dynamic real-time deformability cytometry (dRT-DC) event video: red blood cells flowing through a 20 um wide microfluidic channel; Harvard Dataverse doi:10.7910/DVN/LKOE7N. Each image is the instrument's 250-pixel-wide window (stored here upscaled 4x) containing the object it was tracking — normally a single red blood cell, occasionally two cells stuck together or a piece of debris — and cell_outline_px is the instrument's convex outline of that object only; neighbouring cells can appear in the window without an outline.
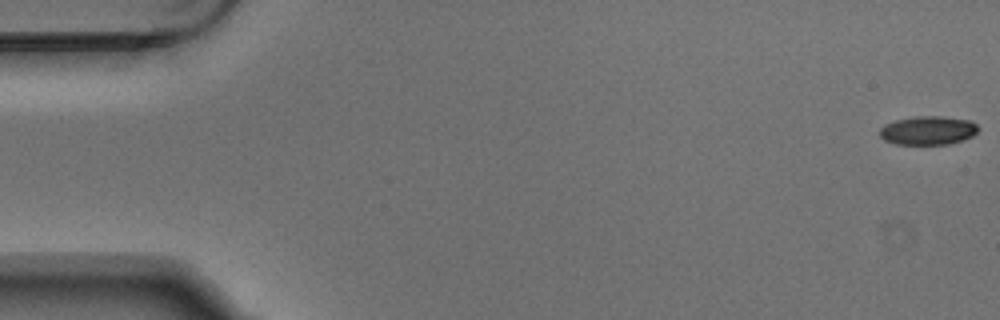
{"species": "Egyptian fruit bat (a non-hibernating species)", "species_latin": "Rousettus aegyptiacus", "temperature_condition": "warm", "stored_images_in_passage": 5, "camera_frame_rate_fps": 3000, "um_per_image_px": 0.085, "animal": {"sex": "male"}, "frame": {"image": 1, "passage_image": 1, "time_ms": 0.0, "image_size_px": [1000, 320], "cell_outline_px": [[976, 132], [972, 136], [948, 144], [896, 144], [884, 140], [880, 136], [880, 128], [884, 124], [896, 120], [912, 116], [944, 116], [972, 120], [976, 124]], "centroid_in_image_um": [78.85, 11.07], "position_along_channel_um": 6.1, "area_um2": 16.47}}
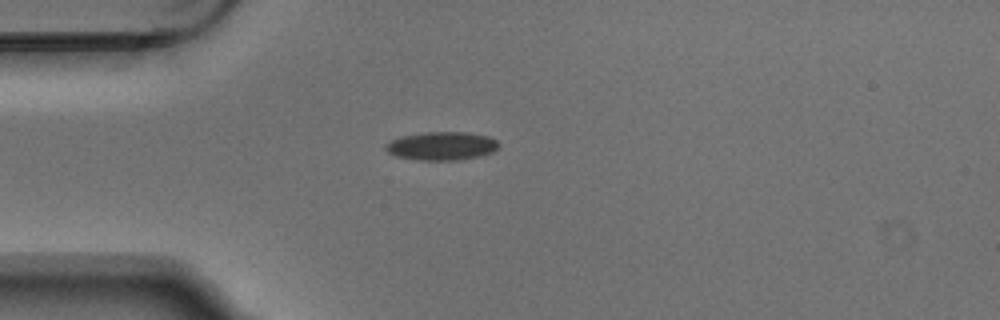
{"frame": {"image": 2, "passage_image": 5, "time_ms": 1.333, "image_size_px": [1000, 320], "cell_outline_px": [[500, 144], [492, 152], [480, 156], [460, 160], [420, 160], [396, 156], [388, 152], [384, 148], [384, 144], [400, 136], [428, 132], [468, 132], [488, 136], [496, 140]], "centroid_in_image_um": [37.54, 12.4], "position_along_channel_um": 47.5, "area_um2": 18.73}}